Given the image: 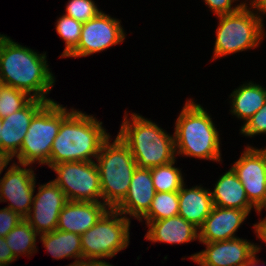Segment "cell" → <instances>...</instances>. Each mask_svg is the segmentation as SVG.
Returning a JSON list of instances; mask_svg holds the SVG:
<instances>
[{"instance_id":"6da1fadb","label":"cell","mask_w":266,"mask_h":266,"mask_svg":"<svg viewBox=\"0 0 266 266\" xmlns=\"http://www.w3.org/2000/svg\"><path fill=\"white\" fill-rule=\"evenodd\" d=\"M0 78L4 85L21 90L35 99L53 101L46 97L55 82L48 68L46 53L38 54L3 34H0Z\"/></svg>"},{"instance_id":"7a4b0ae2","label":"cell","mask_w":266,"mask_h":266,"mask_svg":"<svg viewBox=\"0 0 266 266\" xmlns=\"http://www.w3.org/2000/svg\"><path fill=\"white\" fill-rule=\"evenodd\" d=\"M110 137L102 122L73 110L62 122L53 141L48 167L62 162L94 161Z\"/></svg>"},{"instance_id":"3957f363","label":"cell","mask_w":266,"mask_h":266,"mask_svg":"<svg viewBox=\"0 0 266 266\" xmlns=\"http://www.w3.org/2000/svg\"><path fill=\"white\" fill-rule=\"evenodd\" d=\"M127 116L118 136L129 147L138 168L151 169L176 159L174 135L137 113H132L131 119Z\"/></svg>"},{"instance_id":"277c9868","label":"cell","mask_w":266,"mask_h":266,"mask_svg":"<svg viewBox=\"0 0 266 266\" xmlns=\"http://www.w3.org/2000/svg\"><path fill=\"white\" fill-rule=\"evenodd\" d=\"M176 154L220 162V136L211 116L192 99L188 100L175 122Z\"/></svg>"},{"instance_id":"5b68a950","label":"cell","mask_w":266,"mask_h":266,"mask_svg":"<svg viewBox=\"0 0 266 266\" xmlns=\"http://www.w3.org/2000/svg\"><path fill=\"white\" fill-rule=\"evenodd\" d=\"M110 137L102 144L96 157L100 176L102 202L115 209L126 197L133 172L137 168L129 147L117 135L114 142Z\"/></svg>"},{"instance_id":"8992f818","label":"cell","mask_w":266,"mask_h":266,"mask_svg":"<svg viewBox=\"0 0 266 266\" xmlns=\"http://www.w3.org/2000/svg\"><path fill=\"white\" fill-rule=\"evenodd\" d=\"M69 112L57 102H47L32 118L20 151L15 155L18 164L48 165L51 147L56 138L61 122L73 111Z\"/></svg>"},{"instance_id":"52a82bcc","label":"cell","mask_w":266,"mask_h":266,"mask_svg":"<svg viewBox=\"0 0 266 266\" xmlns=\"http://www.w3.org/2000/svg\"><path fill=\"white\" fill-rule=\"evenodd\" d=\"M245 4L239 11L219 15V25L216 30L214 59L256 48L264 38V27L261 15L251 11Z\"/></svg>"},{"instance_id":"ba28073f","label":"cell","mask_w":266,"mask_h":266,"mask_svg":"<svg viewBox=\"0 0 266 266\" xmlns=\"http://www.w3.org/2000/svg\"><path fill=\"white\" fill-rule=\"evenodd\" d=\"M115 209H109L99 221L81 235L83 264L104 262L129 245L130 218ZM120 216V217H119Z\"/></svg>"},{"instance_id":"9c48e42d","label":"cell","mask_w":266,"mask_h":266,"mask_svg":"<svg viewBox=\"0 0 266 266\" xmlns=\"http://www.w3.org/2000/svg\"><path fill=\"white\" fill-rule=\"evenodd\" d=\"M50 168L57 174V178L52 181L65 193L67 200L102 201L100 176L96 162H62Z\"/></svg>"},{"instance_id":"30bf717a","label":"cell","mask_w":266,"mask_h":266,"mask_svg":"<svg viewBox=\"0 0 266 266\" xmlns=\"http://www.w3.org/2000/svg\"><path fill=\"white\" fill-rule=\"evenodd\" d=\"M231 168L241 181L249 202L260 213L266 205V148L246 146Z\"/></svg>"},{"instance_id":"8fae6325","label":"cell","mask_w":266,"mask_h":266,"mask_svg":"<svg viewBox=\"0 0 266 266\" xmlns=\"http://www.w3.org/2000/svg\"><path fill=\"white\" fill-rule=\"evenodd\" d=\"M120 22L101 11L83 23L80 41L67 57H85L120 44L126 35Z\"/></svg>"},{"instance_id":"7c38bea8","label":"cell","mask_w":266,"mask_h":266,"mask_svg":"<svg viewBox=\"0 0 266 266\" xmlns=\"http://www.w3.org/2000/svg\"><path fill=\"white\" fill-rule=\"evenodd\" d=\"M20 166L24 167L21 168ZM30 165L13 163L3 178L0 179V202H11L6 208L11 209L24 219L28 216L35 191V173Z\"/></svg>"},{"instance_id":"4fadbf2b","label":"cell","mask_w":266,"mask_h":266,"mask_svg":"<svg viewBox=\"0 0 266 266\" xmlns=\"http://www.w3.org/2000/svg\"><path fill=\"white\" fill-rule=\"evenodd\" d=\"M65 193L53 181L40 185L25 218L39 235L53 232L58 225L60 211L67 202ZM33 211V212H32Z\"/></svg>"},{"instance_id":"5bb4252c","label":"cell","mask_w":266,"mask_h":266,"mask_svg":"<svg viewBox=\"0 0 266 266\" xmlns=\"http://www.w3.org/2000/svg\"><path fill=\"white\" fill-rule=\"evenodd\" d=\"M206 249L190 256L200 266H244L257 245L239 237L203 243Z\"/></svg>"},{"instance_id":"9a60e30c","label":"cell","mask_w":266,"mask_h":266,"mask_svg":"<svg viewBox=\"0 0 266 266\" xmlns=\"http://www.w3.org/2000/svg\"><path fill=\"white\" fill-rule=\"evenodd\" d=\"M248 215L245 210L213 206L199 228V242L211 243L237 238L235 232Z\"/></svg>"},{"instance_id":"2e32d148","label":"cell","mask_w":266,"mask_h":266,"mask_svg":"<svg viewBox=\"0 0 266 266\" xmlns=\"http://www.w3.org/2000/svg\"><path fill=\"white\" fill-rule=\"evenodd\" d=\"M47 101L33 98L24 108L2 119L0 149L13 158L20 151L33 116Z\"/></svg>"},{"instance_id":"e0dca14e","label":"cell","mask_w":266,"mask_h":266,"mask_svg":"<svg viewBox=\"0 0 266 266\" xmlns=\"http://www.w3.org/2000/svg\"><path fill=\"white\" fill-rule=\"evenodd\" d=\"M155 193L151 170L137 167L133 172L126 197L115 210L142 221V217L150 208Z\"/></svg>"},{"instance_id":"ac0fdd59","label":"cell","mask_w":266,"mask_h":266,"mask_svg":"<svg viewBox=\"0 0 266 266\" xmlns=\"http://www.w3.org/2000/svg\"><path fill=\"white\" fill-rule=\"evenodd\" d=\"M109 210L103 202L67 201L60 211L57 230L82 235Z\"/></svg>"},{"instance_id":"d6986e66","label":"cell","mask_w":266,"mask_h":266,"mask_svg":"<svg viewBox=\"0 0 266 266\" xmlns=\"http://www.w3.org/2000/svg\"><path fill=\"white\" fill-rule=\"evenodd\" d=\"M146 223L149 229L145 238L151 242L183 244L199 239V229L180 215Z\"/></svg>"},{"instance_id":"ffe728a7","label":"cell","mask_w":266,"mask_h":266,"mask_svg":"<svg viewBox=\"0 0 266 266\" xmlns=\"http://www.w3.org/2000/svg\"><path fill=\"white\" fill-rule=\"evenodd\" d=\"M179 214L186 221L191 222L198 229L211 213L213 201L211 191L200 186L185 188L182 185L178 191Z\"/></svg>"},{"instance_id":"44dd1931","label":"cell","mask_w":266,"mask_h":266,"mask_svg":"<svg viewBox=\"0 0 266 266\" xmlns=\"http://www.w3.org/2000/svg\"><path fill=\"white\" fill-rule=\"evenodd\" d=\"M211 196L214 206L241 209L248 213L254 207L249 202L246 191L232 168L217 180Z\"/></svg>"},{"instance_id":"7402d4cb","label":"cell","mask_w":266,"mask_h":266,"mask_svg":"<svg viewBox=\"0 0 266 266\" xmlns=\"http://www.w3.org/2000/svg\"><path fill=\"white\" fill-rule=\"evenodd\" d=\"M43 247L55 259L76 258L69 266H81L83 264V252L81 247V235L55 229L53 232L40 235Z\"/></svg>"},{"instance_id":"603a6c76","label":"cell","mask_w":266,"mask_h":266,"mask_svg":"<svg viewBox=\"0 0 266 266\" xmlns=\"http://www.w3.org/2000/svg\"><path fill=\"white\" fill-rule=\"evenodd\" d=\"M230 98H233L230 112L246 122L265 104L266 88L250 81L235 89Z\"/></svg>"},{"instance_id":"cb8c5ba5","label":"cell","mask_w":266,"mask_h":266,"mask_svg":"<svg viewBox=\"0 0 266 266\" xmlns=\"http://www.w3.org/2000/svg\"><path fill=\"white\" fill-rule=\"evenodd\" d=\"M37 231L23 219L5 237L13 255L18 259L21 254H33L36 249Z\"/></svg>"},{"instance_id":"d4e9b609","label":"cell","mask_w":266,"mask_h":266,"mask_svg":"<svg viewBox=\"0 0 266 266\" xmlns=\"http://www.w3.org/2000/svg\"><path fill=\"white\" fill-rule=\"evenodd\" d=\"M179 214V197L176 192H156L148 212L142 217L145 221H157Z\"/></svg>"},{"instance_id":"484cf974","label":"cell","mask_w":266,"mask_h":266,"mask_svg":"<svg viewBox=\"0 0 266 266\" xmlns=\"http://www.w3.org/2000/svg\"><path fill=\"white\" fill-rule=\"evenodd\" d=\"M175 161L151 168V176L156 192H176L184 184L181 170L174 166Z\"/></svg>"},{"instance_id":"4316f807","label":"cell","mask_w":266,"mask_h":266,"mask_svg":"<svg viewBox=\"0 0 266 266\" xmlns=\"http://www.w3.org/2000/svg\"><path fill=\"white\" fill-rule=\"evenodd\" d=\"M82 25V22L65 14L57 20L56 32L65 41L66 46L60 56L61 58L67 57L77 47L81 37Z\"/></svg>"},{"instance_id":"83f0119b","label":"cell","mask_w":266,"mask_h":266,"mask_svg":"<svg viewBox=\"0 0 266 266\" xmlns=\"http://www.w3.org/2000/svg\"><path fill=\"white\" fill-rule=\"evenodd\" d=\"M32 96L14 87L2 84L0 87V118L24 108L31 100Z\"/></svg>"},{"instance_id":"f1b7e54d","label":"cell","mask_w":266,"mask_h":266,"mask_svg":"<svg viewBox=\"0 0 266 266\" xmlns=\"http://www.w3.org/2000/svg\"><path fill=\"white\" fill-rule=\"evenodd\" d=\"M101 10L97 8L92 0H69L66 5L65 15L85 23L96 17Z\"/></svg>"},{"instance_id":"f546056e","label":"cell","mask_w":266,"mask_h":266,"mask_svg":"<svg viewBox=\"0 0 266 266\" xmlns=\"http://www.w3.org/2000/svg\"><path fill=\"white\" fill-rule=\"evenodd\" d=\"M240 133L250 137L266 134V102L258 112L242 125Z\"/></svg>"},{"instance_id":"4dcf8cb0","label":"cell","mask_w":266,"mask_h":266,"mask_svg":"<svg viewBox=\"0 0 266 266\" xmlns=\"http://www.w3.org/2000/svg\"><path fill=\"white\" fill-rule=\"evenodd\" d=\"M23 219V217L9 208L0 209V237H6Z\"/></svg>"},{"instance_id":"1f68e13d","label":"cell","mask_w":266,"mask_h":266,"mask_svg":"<svg viewBox=\"0 0 266 266\" xmlns=\"http://www.w3.org/2000/svg\"><path fill=\"white\" fill-rule=\"evenodd\" d=\"M206 5L215 13L216 16L231 14L239 11L245 4V2L232 6L234 1L238 0H204Z\"/></svg>"},{"instance_id":"d6a6232c","label":"cell","mask_w":266,"mask_h":266,"mask_svg":"<svg viewBox=\"0 0 266 266\" xmlns=\"http://www.w3.org/2000/svg\"><path fill=\"white\" fill-rule=\"evenodd\" d=\"M15 260H17V258L13 255L5 237H0V266H8Z\"/></svg>"},{"instance_id":"836d02e7","label":"cell","mask_w":266,"mask_h":266,"mask_svg":"<svg viewBox=\"0 0 266 266\" xmlns=\"http://www.w3.org/2000/svg\"><path fill=\"white\" fill-rule=\"evenodd\" d=\"M12 156L3 150L0 149V175L3 169H6L9 165L8 163L12 161Z\"/></svg>"},{"instance_id":"e575fe53","label":"cell","mask_w":266,"mask_h":266,"mask_svg":"<svg viewBox=\"0 0 266 266\" xmlns=\"http://www.w3.org/2000/svg\"><path fill=\"white\" fill-rule=\"evenodd\" d=\"M250 7L259 11V14L262 13L261 15L266 14V0H256L253 5L250 4Z\"/></svg>"},{"instance_id":"d590c367","label":"cell","mask_w":266,"mask_h":266,"mask_svg":"<svg viewBox=\"0 0 266 266\" xmlns=\"http://www.w3.org/2000/svg\"><path fill=\"white\" fill-rule=\"evenodd\" d=\"M260 251V247L257 246V250L249 257L244 266H258L259 259H257L256 254Z\"/></svg>"},{"instance_id":"8d00e7d4","label":"cell","mask_w":266,"mask_h":266,"mask_svg":"<svg viewBox=\"0 0 266 266\" xmlns=\"http://www.w3.org/2000/svg\"><path fill=\"white\" fill-rule=\"evenodd\" d=\"M257 237L266 243V227H254Z\"/></svg>"},{"instance_id":"74e56055","label":"cell","mask_w":266,"mask_h":266,"mask_svg":"<svg viewBox=\"0 0 266 266\" xmlns=\"http://www.w3.org/2000/svg\"><path fill=\"white\" fill-rule=\"evenodd\" d=\"M84 266H112V265L104 261V262H87L84 263Z\"/></svg>"},{"instance_id":"f35d334b","label":"cell","mask_w":266,"mask_h":266,"mask_svg":"<svg viewBox=\"0 0 266 266\" xmlns=\"http://www.w3.org/2000/svg\"><path fill=\"white\" fill-rule=\"evenodd\" d=\"M254 227H266V217L261 219L258 223L253 225Z\"/></svg>"},{"instance_id":"ab89813d","label":"cell","mask_w":266,"mask_h":266,"mask_svg":"<svg viewBox=\"0 0 266 266\" xmlns=\"http://www.w3.org/2000/svg\"><path fill=\"white\" fill-rule=\"evenodd\" d=\"M1 128H2V119L0 118V133H1Z\"/></svg>"},{"instance_id":"60d3db41","label":"cell","mask_w":266,"mask_h":266,"mask_svg":"<svg viewBox=\"0 0 266 266\" xmlns=\"http://www.w3.org/2000/svg\"><path fill=\"white\" fill-rule=\"evenodd\" d=\"M250 2H251L250 4L253 5L256 2V0H252V1L250 0Z\"/></svg>"},{"instance_id":"b9f144b4","label":"cell","mask_w":266,"mask_h":266,"mask_svg":"<svg viewBox=\"0 0 266 266\" xmlns=\"http://www.w3.org/2000/svg\"><path fill=\"white\" fill-rule=\"evenodd\" d=\"M2 84H3V83H2V80H1V78H0V87L2 86Z\"/></svg>"}]
</instances>
